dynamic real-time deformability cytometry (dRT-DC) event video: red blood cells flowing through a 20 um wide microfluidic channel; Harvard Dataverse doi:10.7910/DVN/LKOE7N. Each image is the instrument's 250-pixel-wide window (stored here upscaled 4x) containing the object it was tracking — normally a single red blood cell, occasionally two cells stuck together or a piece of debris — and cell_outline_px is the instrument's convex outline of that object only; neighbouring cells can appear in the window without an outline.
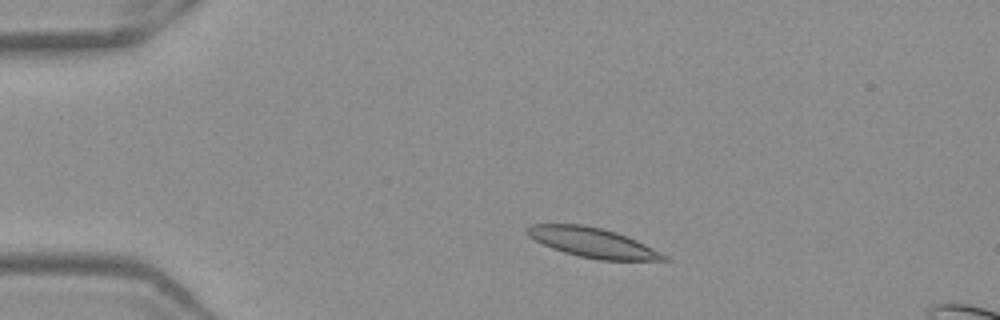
{"species": "Egyptian fruit bat (a non-hibernating species)", "species_latin": "Rousettus aegyptiacus", "temperature_condition": "warm", "stored_images_in_passage": 48, "camera_frame_rate_fps": 3000, "um_per_image_px": 0.085, "frame": {"image": 1, "passage_image": 7, "time_ms": 2.0, "image_size_px": [1000, 320], "cell_outline_px": [[672, 260], [600, 260], [580, 256], [564, 252], [552, 248], [528, 236], [524, 228], [532, 224], [580, 224], [600, 228], [616, 232], [636, 240], [668, 256]], "centroid_in_image_um": [50.36, 20.62], "position_along_channel_um": 34.6, "area_um2": 23.35}}
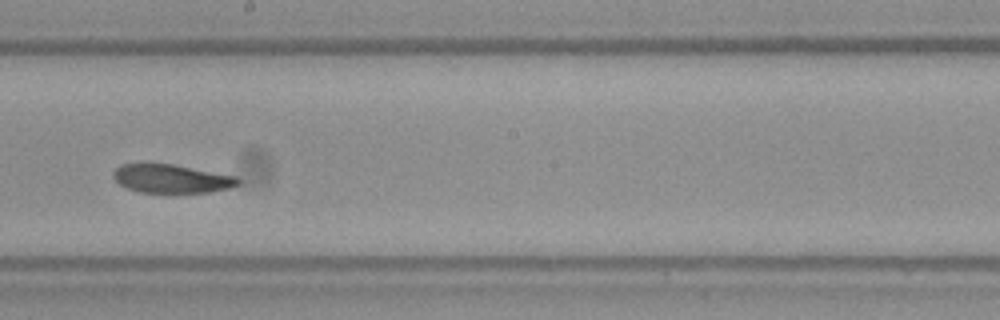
{"frame": {"image": 2, "passage_image": 26, "time_ms": 8.333, "image_size_px": [1000, 320], "cell_outline_px": [[240, 184], [228, 188], [208, 192], [140, 192], [128, 188], [120, 184], [112, 176], [112, 172], [120, 164], [172, 164], [236, 176], [240, 180]], "centroid_in_image_um": [14.57, 15.18], "position_along_channel_um": 233.6, "area_um2": 20.46}}
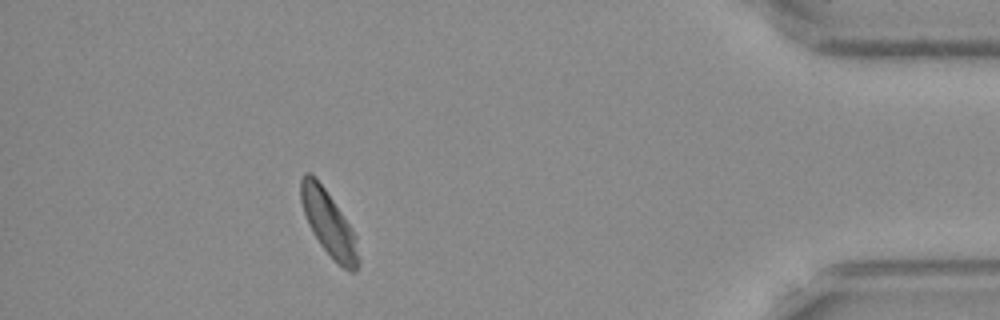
{"frame": {"image": 3, "passage_image": 43, "time_ms": 14.0, "image_size_px": [1000, 320], "cell_outline_px": [[360, 260], [356, 272], [348, 272], [320, 244], [312, 232], [308, 224], [300, 200], [300, 180], [304, 172], [308, 172], [324, 188], [352, 228], [356, 236]], "centroid_in_image_um": [27.95, 19.01], "position_along_channel_um": 407.3, "area_um2": 21.39}, "authors_computed_cell_mechanics": {"area_um2": 22.4553, "velocity_mm_per_s": 3.9185, "shape_relaxation_time_tau1_ms": null, "shape_relaxation_time_tau2_ms": 9.7662, "deformation_change_tau1": null, "deformation_change_tau2": 0.1757}}